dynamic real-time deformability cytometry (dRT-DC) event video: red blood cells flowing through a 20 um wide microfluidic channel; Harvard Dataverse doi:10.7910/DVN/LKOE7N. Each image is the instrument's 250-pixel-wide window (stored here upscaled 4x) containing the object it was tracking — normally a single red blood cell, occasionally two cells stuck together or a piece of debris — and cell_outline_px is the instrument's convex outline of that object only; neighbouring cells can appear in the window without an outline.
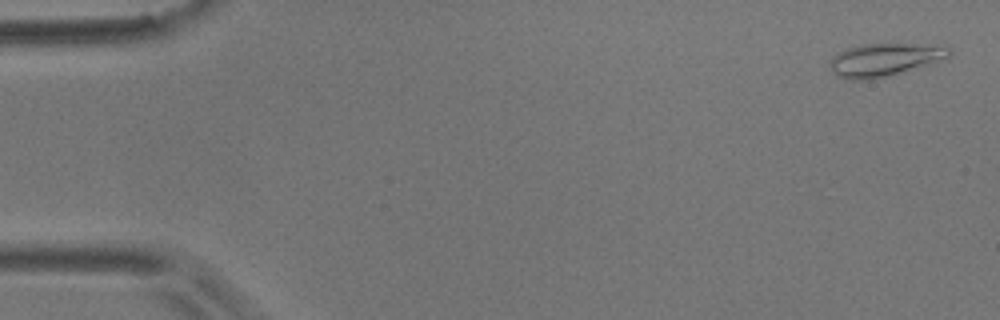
{"species": "common noctule bat (a hibernating species)", "species_latin": "Nyctalus noctula", "temperature_condition": "room temperature", "stored_images_in_passage": 10, "camera_frame_rate_fps": 3000, "um_per_image_px": 0.085, "animal": {"sex": "male", "body_mass_g": 17.9}, "frame": {"image": 1, "passage_image": 1, "time_ms": 0.0, "image_size_px": [1000, 320], "cell_outline_px": [[952, 52], [948, 56], [932, 64], [920, 68], [888, 76], [868, 80], [852, 80], [836, 76], [832, 72], [828, 64], [832, 56], [836, 52], [860, 44], [948, 44], [952, 48]], "centroid_in_image_um": [75.22, 5.07], "position_along_channel_um": 9.8, "area_um2": 23.58}}
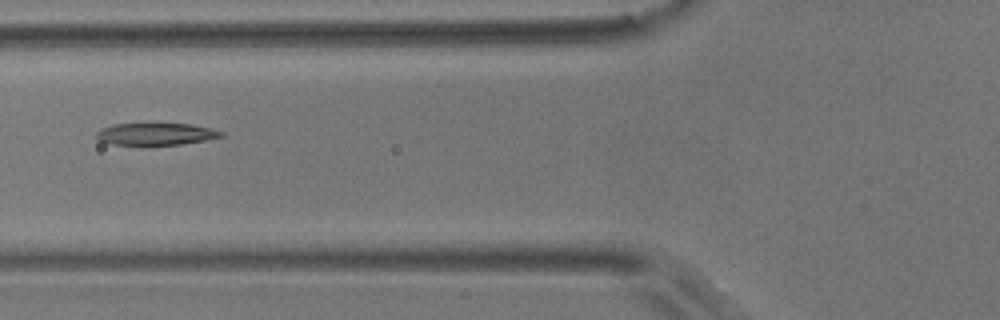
{"frame": {"image": 2, "passage_image": 6, "time_ms": 6.667, "image_size_px": [1000, 320], "cell_outline_px": [[224, 136], [204, 140], [180, 144], [144, 148], [112, 144], [100, 140], [96, 136], [96, 132], [100, 128], [112, 124], [188, 124], [208, 128], [224, 132]], "centroid_in_image_um": [13.16, 11.44], "position_along_channel_um": 112.6, "area_um2": 16.59}}
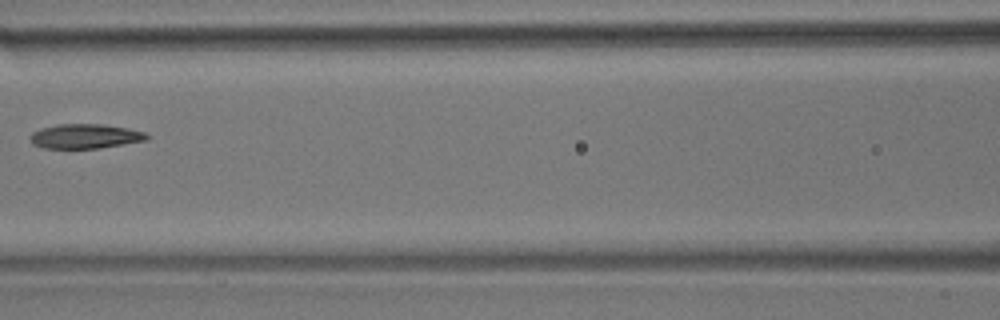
{"frame": {"image": 3, "passage_image": 7, "time_ms": 8.0, "image_size_px": [1000, 320], "cell_outline_px": [[152, 136], [148, 140], [100, 148], [44, 148], [32, 144], [28, 136], [32, 132], [40, 128], [56, 124], [104, 124], [128, 128], [144, 132]], "centroid_in_image_um": [7.24, 11.57], "position_along_channel_um": 159.4, "area_um2": 16.94}}